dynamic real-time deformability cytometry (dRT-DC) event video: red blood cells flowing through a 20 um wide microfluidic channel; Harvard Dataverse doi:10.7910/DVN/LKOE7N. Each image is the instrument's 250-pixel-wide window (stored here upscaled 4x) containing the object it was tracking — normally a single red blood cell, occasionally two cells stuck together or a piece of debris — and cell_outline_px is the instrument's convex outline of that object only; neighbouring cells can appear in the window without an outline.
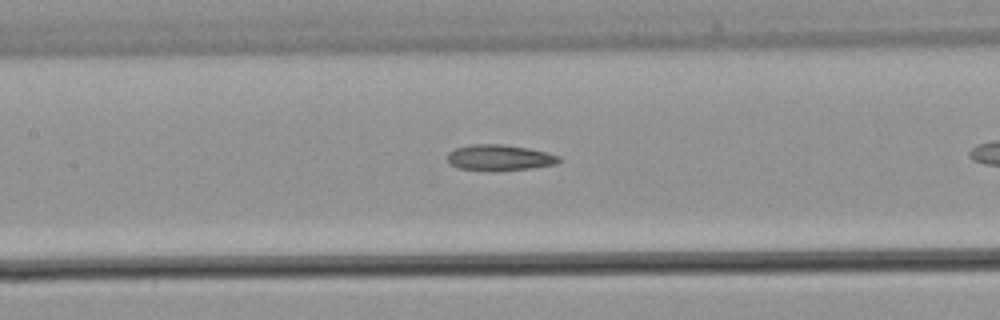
{"species": "common noctule bat (a hibernating species)", "species_latin": "Nyctalus noctula", "temperature_condition": "warm", "stored_images_in_passage": 12, "camera_frame_rate_fps": 3000, "um_per_image_px": 0.085, "animal": {"sex": "male", "body_mass_g": 21.5, "forearm_length_mm": 52.0}, "frame": {"image": 1, "passage_image": 6, "time_ms": 1.667, "image_size_px": [1000, 320], "cell_outline_px": [[560, 160], [556, 164], [532, 168], [492, 172], [456, 168], [448, 164], [448, 152], [456, 148], [472, 144], [500, 144], [528, 148], [548, 152], [560, 156]], "centroid_in_image_um": [42.43, 13.42], "position_along_channel_um": 165.0, "area_um2": 17.17}}